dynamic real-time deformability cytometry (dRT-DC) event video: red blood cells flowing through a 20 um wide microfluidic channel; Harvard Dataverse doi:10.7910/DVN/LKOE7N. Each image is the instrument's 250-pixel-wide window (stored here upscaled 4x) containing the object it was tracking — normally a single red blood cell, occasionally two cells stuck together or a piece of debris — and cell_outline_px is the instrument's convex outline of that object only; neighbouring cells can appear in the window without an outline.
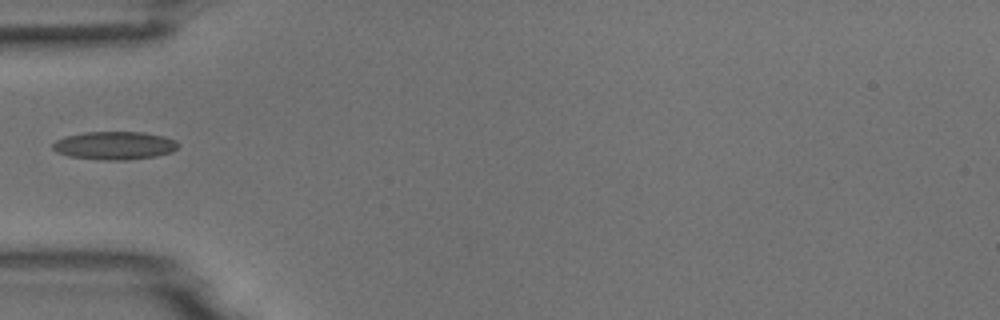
{"species": "common noctule bat (a hibernating species)", "species_latin": "Nyctalus noctula", "temperature_condition": "room temperature", "stored_images_in_passage": 6, "camera_frame_rate_fps": 3000, "um_per_image_px": 0.085, "animal": {"sex": "male", "body_mass_g": 18.8}, "frame": {"image": 1, "passage_image": 5, "time_ms": 1.333, "image_size_px": [1000, 320], "cell_outline_px": [[180, 144], [172, 152], [156, 156], [128, 160], [100, 160], [68, 156], [56, 152], [52, 148], [52, 144], [56, 140], [64, 136], [84, 132], [144, 132], [164, 136], [176, 140]], "centroid_in_image_um": [9.73, 12.37], "position_along_channel_um": 75.3, "area_um2": 20.81}}